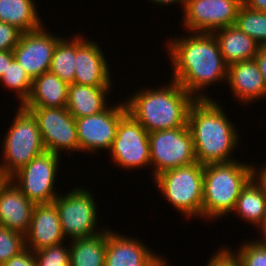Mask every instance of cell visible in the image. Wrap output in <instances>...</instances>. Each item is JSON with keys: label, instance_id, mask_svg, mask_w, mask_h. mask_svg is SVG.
Segmentation results:
<instances>
[{"label": "cell", "instance_id": "cell-1", "mask_svg": "<svg viewBox=\"0 0 266 266\" xmlns=\"http://www.w3.org/2000/svg\"><path fill=\"white\" fill-rule=\"evenodd\" d=\"M189 33L166 41L165 49L173 68L170 80L176 81L196 100L213 99L206 89L218 81L227 82L228 66L213 33Z\"/></svg>", "mask_w": 266, "mask_h": 266}, {"label": "cell", "instance_id": "cell-2", "mask_svg": "<svg viewBox=\"0 0 266 266\" xmlns=\"http://www.w3.org/2000/svg\"><path fill=\"white\" fill-rule=\"evenodd\" d=\"M217 99L196 100L190 107L188 126L193 136L195 156L202 165L236 160L240 132Z\"/></svg>", "mask_w": 266, "mask_h": 266}, {"label": "cell", "instance_id": "cell-3", "mask_svg": "<svg viewBox=\"0 0 266 266\" xmlns=\"http://www.w3.org/2000/svg\"><path fill=\"white\" fill-rule=\"evenodd\" d=\"M170 82L161 88L139 89L124 101L127 112L149 133L188 125L189 110L196 99L176 81Z\"/></svg>", "mask_w": 266, "mask_h": 266}, {"label": "cell", "instance_id": "cell-4", "mask_svg": "<svg viewBox=\"0 0 266 266\" xmlns=\"http://www.w3.org/2000/svg\"><path fill=\"white\" fill-rule=\"evenodd\" d=\"M251 178L252 164L244 161L204 165L202 218L213 221L231 214Z\"/></svg>", "mask_w": 266, "mask_h": 266}, {"label": "cell", "instance_id": "cell-5", "mask_svg": "<svg viewBox=\"0 0 266 266\" xmlns=\"http://www.w3.org/2000/svg\"><path fill=\"white\" fill-rule=\"evenodd\" d=\"M16 110L2 140L0 171L8 177L46 152L36 118L23 106Z\"/></svg>", "mask_w": 266, "mask_h": 266}, {"label": "cell", "instance_id": "cell-6", "mask_svg": "<svg viewBox=\"0 0 266 266\" xmlns=\"http://www.w3.org/2000/svg\"><path fill=\"white\" fill-rule=\"evenodd\" d=\"M153 179L156 189L185 219L202 218L204 165L195 162L165 171Z\"/></svg>", "mask_w": 266, "mask_h": 266}, {"label": "cell", "instance_id": "cell-7", "mask_svg": "<svg viewBox=\"0 0 266 266\" xmlns=\"http://www.w3.org/2000/svg\"><path fill=\"white\" fill-rule=\"evenodd\" d=\"M87 190L76 186L65 195L59 194L53 201L58 209L66 241L91 237L106 230V227L101 230L97 226L99 220L97 202L90 189Z\"/></svg>", "mask_w": 266, "mask_h": 266}, {"label": "cell", "instance_id": "cell-8", "mask_svg": "<svg viewBox=\"0 0 266 266\" xmlns=\"http://www.w3.org/2000/svg\"><path fill=\"white\" fill-rule=\"evenodd\" d=\"M152 178L172 169L195 162L193 136L189 126L149 133Z\"/></svg>", "mask_w": 266, "mask_h": 266}, {"label": "cell", "instance_id": "cell-9", "mask_svg": "<svg viewBox=\"0 0 266 266\" xmlns=\"http://www.w3.org/2000/svg\"><path fill=\"white\" fill-rule=\"evenodd\" d=\"M60 158L46 151L11 175L10 180L35 205L53 203L60 194L55 189Z\"/></svg>", "mask_w": 266, "mask_h": 266}, {"label": "cell", "instance_id": "cell-10", "mask_svg": "<svg viewBox=\"0 0 266 266\" xmlns=\"http://www.w3.org/2000/svg\"><path fill=\"white\" fill-rule=\"evenodd\" d=\"M112 162L125 171L151 168L149 132L128 112L120 119L117 134L108 151Z\"/></svg>", "mask_w": 266, "mask_h": 266}, {"label": "cell", "instance_id": "cell-11", "mask_svg": "<svg viewBox=\"0 0 266 266\" xmlns=\"http://www.w3.org/2000/svg\"><path fill=\"white\" fill-rule=\"evenodd\" d=\"M36 118L46 151L80 152L75 118L66 107H24Z\"/></svg>", "mask_w": 266, "mask_h": 266}, {"label": "cell", "instance_id": "cell-12", "mask_svg": "<svg viewBox=\"0 0 266 266\" xmlns=\"http://www.w3.org/2000/svg\"><path fill=\"white\" fill-rule=\"evenodd\" d=\"M127 113L125 102L110 104L102 112L76 118L80 152L109 151L117 134L120 119Z\"/></svg>", "mask_w": 266, "mask_h": 266}, {"label": "cell", "instance_id": "cell-13", "mask_svg": "<svg viewBox=\"0 0 266 266\" xmlns=\"http://www.w3.org/2000/svg\"><path fill=\"white\" fill-rule=\"evenodd\" d=\"M242 4L243 0H187L180 23L186 33H213L233 26Z\"/></svg>", "mask_w": 266, "mask_h": 266}, {"label": "cell", "instance_id": "cell-14", "mask_svg": "<svg viewBox=\"0 0 266 266\" xmlns=\"http://www.w3.org/2000/svg\"><path fill=\"white\" fill-rule=\"evenodd\" d=\"M61 38L48 33L45 26L21 34L13 53L32 80L49 71L54 48Z\"/></svg>", "mask_w": 266, "mask_h": 266}, {"label": "cell", "instance_id": "cell-15", "mask_svg": "<svg viewBox=\"0 0 266 266\" xmlns=\"http://www.w3.org/2000/svg\"><path fill=\"white\" fill-rule=\"evenodd\" d=\"M118 233L107 228L105 266H168L165 256L156 254L141 240Z\"/></svg>", "mask_w": 266, "mask_h": 266}, {"label": "cell", "instance_id": "cell-16", "mask_svg": "<svg viewBox=\"0 0 266 266\" xmlns=\"http://www.w3.org/2000/svg\"><path fill=\"white\" fill-rule=\"evenodd\" d=\"M76 34L74 83L89 86H113L107 56L98 42Z\"/></svg>", "mask_w": 266, "mask_h": 266}, {"label": "cell", "instance_id": "cell-17", "mask_svg": "<svg viewBox=\"0 0 266 266\" xmlns=\"http://www.w3.org/2000/svg\"><path fill=\"white\" fill-rule=\"evenodd\" d=\"M58 209L54 203L34 206L25 246L33 252L65 243Z\"/></svg>", "mask_w": 266, "mask_h": 266}, {"label": "cell", "instance_id": "cell-18", "mask_svg": "<svg viewBox=\"0 0 266 266\" xmlns=\"http://www.w3.org/2000/svg\"><path fill=\"white\" fill-rule=\"evenodd\" d=\"M226 84L233 98L244 106L266 98L263 77L255 59L229 65Z\"/></svg>", "mask_w": 266, "mask_h": 266}, {"label": "cell", "instance_id": "cell-19", "mask_svg": "<svg viewBox=\"0 0 266 266\" xmlns=\"http://www.w3.org/2000/svg\"><path fill=\"white\" fill-rule=\"evenodd\" d=\"M35 204L9 180L0 192V226L28 233Z\"/></svg>", "mask_w": 266, "mask_h": 266}, {"label": "cell", "instance_id": "cell-20", "mask_svg": "<svg viewBox=\"0 0 266 266\" xmlns=\"http://www.w3.org/2000/svg\"><path fill=\"white\" fill-rule=\"evenodd\" d=\"M111 87L69 84L66 109L75 119L98 114L108 107Z\"/></svg>", "mask_w": 266, "mask_h": 266}, {"label": "cell", "instance_id": "cell-21", "mask_svg": "<svg viewBox=\"0 0 266 266\" xmlns=\"http://www.w3.org/2000/svg\"><path fill=\"white\" fill-rule=\"evenodd\" d=\"M213 34L227 66L255 58L259 45L235 25L220 28Z\"/></svg>", "mask_w": 266, "mask_h": 266}, {"label": "cell", "instance_id": "cell-22", "mask_svg": "<svg viewBox=\"0 0 266 266\" xmlns=\"http://www.w3.org/2000/svg\"><path fill=\"white\" fill-rule=\"evenodd\" d=\"M69 84L56 74L44 72L33 80L30 97L23 107H66Z\"/></svg>", "mask_w": 266, "mask_h": 266}, {"label": "cell", "instance_id": "cell-23", "mask_svg": "<svg viewBox=\"0 0 266 266\" xmlns=\"http://www.w3.org/2000/svg\"><path fill=\"white\" fill-rule=\"evenodd\" d=\"M241 220L259 229L266 220V195L261 186L252 177L241 190L233 210ZM253 224V225H252Z\"/></svg>", "mask_w": 266, "mask_h": 266}, {"label": "cell", "instance_id": "cell-24", "mask_svg": "<svg viewBox=\"0 0 266 266\" xmlns=\"http://www.w3.org/2000/svg\"><path fill=\"white\" fill-rule=\"evenodd\" d=\"M35 0H0V22L16 27L22 33L43 26Z\"/></svg>", "mask_w": 266, "mask_h": 266}, {"label": "cell", "instance_id": "cell-25", "mask_svg": "<svg viewBox=\"0 0 266 266\" xmlns=\"http://www.w3.org/2000/svg\"><path fill=\"white\" fill-rule=\"evenodd\" d=\"M70 266H105L107 229L91 237L71 240Z\"/></svg>", "mask_w": 266, "mask_h": 266}, {"label": "cell", "instance_id": "cell-26", "mask_svg": "<svg viewBox=\"0 0 266 266\" xmlns=\"http://www.w3.org/2000/svg\"><path fill=\"white\" fill-rule=\"evenodd\" d=\"M76 36H63L56 44L49 72L56 74L62 81L73 84L75 75Z\"/></svg>", "mask_w": 266, "mask_h": 266}, {"label": "cell", "instance_id": "cell-27", "mask_svg": "<svg viewBox=\"0 0 266 266\" xmlns=\"http://www.w3.org/2000/svg\"><path fill=\"white\" fill-rule=\"evenodd\" d=\"M234 25L259 46H266V12L255 11L242 4Z\"/></svg>", "mask_w": 266, "mask_h": 266}, {"label": "cell", "instance_id": "cell-28", "mask_svg": "<svg viewBox=\"0 0 266 266\" xmlns=\"http://www.w3.org/2000/svg\"><path fill=\"white\" fill-rule=\"evenodd\" d=\"M0 82L2 83L1 86L15 92L20 106H23L30 97L33 80L28 76L16 58L11 63H8V68L2 75Z\"/></svg>", "mask_w": 266, "mask_h": 266}, {"label": "cell", "instance_id": "cell-29", "mask_svg": "<svg viewBox=\"0 0 266 266\" xmlns=\"http://www.w3.org/2000/svg\"><path fill=\"white\" fill-rule=\"evenodd\" d=\"M245 243V244H244ZM225 248L235 257L241 266H266V245L258 240H246L238 248L232 251V248Z\"/></svg>", "mask_w": 266, "mask_h": 266}, {"label": "cell", "instance_id": "cell-30", "mask_svg": "<svg viewBox=\"0 0 266 266\" xmlns=\"http://www.w3.org/2000/svg\"><path fill=\"white\" fill-rule=\"evenodd\" d=\"M25 248L23 234L0 226V266Z\"/></svg>", "mask_w": 266, "mask_h": 266}, {"label": "cell", "instance_id": "cell-31", "mask_svg": "<svg viewBox=\"0 0 266 266\" xmlns=\"http://www.w3.org/2000/svg\"><path fill=\"white\" fill-rule=\"evenodd\" d=\"M60 243L34 252L37 266H70L69 246Z\"/></svg>", "mask_w": 266, "mask_h": 266}, {"label": "cell", "instance_id": "cell-32", "mask_svg": "<svg viewBox=\"0 0 266 266\" xmlns=\"http://www.w3.org/2000/svg\"><path fill=\"white\" fill-rule=\"evenodd\" d=\"M22 32L16 27L0 22V51H13Z\"/></svg>", "mask_w": 266, "mask_h": 266}, {"label": "cell", "instance_id": "cell-33", "mask_svg": "<svg viewBox=\"0 0 266 266\" xmlns=\"http://www.w3.org/2000/svg\"><path fill=\"white\" fill-rule=\"evenodd\" d=\"M211 256L206 266H241L224 246L217 249Z\"/></svg>", "mask_w": 266, "mask_h": 266}, {"label": "cell", "instance_id": "cell-34", "mask_svg": "<svg viewBox=\"0 0 266 266\" xmlns=\"http://www.w3.org/2000/svg\"><path fill=\"white\" fill-rule=\"evenodd\" d=\"M2 266H37V263L34 252L25 248L18 255L10 258Z\"/></svg>", "mask_w": 266, "mask_h": 266}, {"label": "cell", "instance_id": "cell-35", "mask_svg": "<svg viewBox=\"0 0 266 266\" xmlns=\"http://www.w3.org/2000/svg\"><path fill=\"white\" fill-rule=\"evenodd\" d=\"M252 163V177L261 186L264 194L266 195V164L258 168V166ZM258 168V169H257Z\"/></svg>", "mask_w": 266, "mask_h": 266}, {"label": "cell", "instance_id": "cell-36", "mask_svg": "<svg viewBox=\"0 0 266 266\" xmlns=\"http://www.w3.org/2000/svg\"><path fill=\"white\" fill-rule=\"evenodd\" d=\"M254 59L258 64L266 89V46H259Z\"/></svg>", "mask_w": 266, "mask_h": 266}, {"label": "cell", "instance_id": "cell-37", "mask_svg": "<svg viewBox=\"0 0 266 266\" xmlns=\"http://www.w3.org/2000/svg\"><path fill=\"white\" fill-rule=\"evenodd\" d=\"M14 58L13 51H0V79Z\"/></svg>", "mask_w": 266, "mask_h": 266}, {"label": "cell", "instance_id": "cell-38", "mask_svg": "<svg viewBox=\"0 0 266 266\" xmlns=\"http://www.w3.org/2000/svg\"><path fill=\"white\" fill-rule=\"evenodd\" d=\"M243 4L252 10L266 12V0H243Z\"/></svg>", "mask_w": 266, "mask_h": 266}, {"label": "cell", "instance_id": "cell-39", "mask_svg": "<svg viewBox=\"0 0 266 266\" xmlns=\"http://www.w3.org/2000/svg\"><path fill=\"white\" fill-rule=\"evenodd\" d=\"M150 3H152L153 2V4L155 3L156 5L158 4V5H161V7L162 6H170V5H174V3H175V5L176 4H180V6H181V8L184 10L185 9V6H186V3H187V0H148ZM183 6V7H182Z\"/></svg>", "mask_w": 266, "mask_h": 266}, {"label": "cell", "instance_id": "cell-40", "mask_svg": "<svg viewBox=\"0 0 266 266\" xmlns=\"http://www.w3.org/2000/svg\"><path fill=\"white\" fill-rule=\"evenodd\" d=\"M259 234H260V239H258L259 242L263 243L266 245V220L264 221L263 225L259 228Z\"/></svg>", "mask_w": 266, "mask_h": 266}, {"label": "cell", "instance_id": "cell-41", "mask_svg": "<svg viewBox=\"0 0 266 266\" xmlns=\"http://www.w3.org/2000/svg\"><path fill=\"white\" fill-rule=\"evenodd\" d=\"M10 180V177L0 171V192L4 185Z\"/></svg>", "mask_w": 266, "mask_h": 266}]
</instances>
